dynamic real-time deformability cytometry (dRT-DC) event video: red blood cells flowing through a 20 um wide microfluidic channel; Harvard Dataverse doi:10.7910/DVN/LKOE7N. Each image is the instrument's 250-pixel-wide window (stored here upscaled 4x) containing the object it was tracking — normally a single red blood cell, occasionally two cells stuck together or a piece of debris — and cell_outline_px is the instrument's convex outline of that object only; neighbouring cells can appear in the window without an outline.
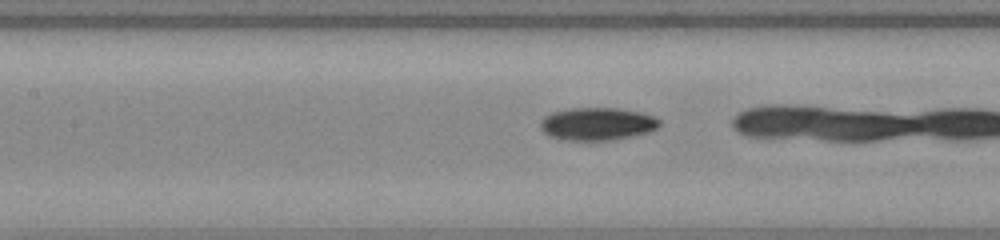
{"species": "common noctule bat (a hibernating species)", "species_latin": "Nyctalus noctula", "temperature_condition": "warm", "stored_images_in_passage": 35, "camera_frame_rate_fps": 3000, "um_per_image_px": 0.085, "animal": {"sex": "female", "body_mass_g": 23.0, "forearm_length_mm": 53.4}, "frame": {"image": 1, "passage_image": 21, "time_ms": 6.667, "image_size_px": [1000, 240], "cell_outline_px": [[660, 124], [656, 128], [648, 132], [632, 136], [612, 140], [564, 140], [548, 136], [540, 128], [540, 120], [544, 116], [552, 112], [568, 108], [616, 108], [640, 112], [652, 116], [660, 120]], "centroid_in_image_um": [50.72, 10.53], "position_along_channel_um": 156.7, "area_um2": 22.77}}
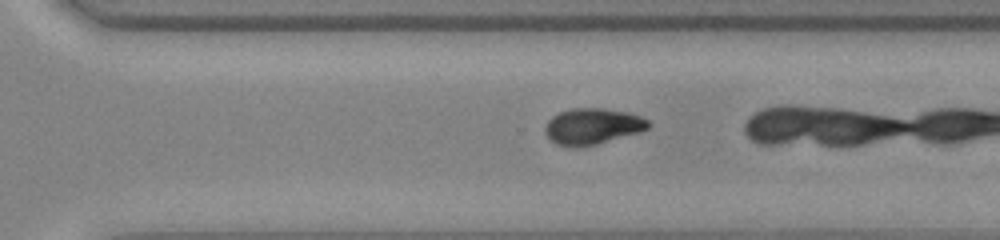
{"frame": {"image": 2, "passage_image": 34, "time_ms": 11.0, "image_size_px": [1000, 240], "cell_outline_px": [[652, 124], [648, 128], [640, 132], [596, 144], [572, 148], [556, 144], [544, 132], [544, 128], [548, 120], [552, 116], [560, 112], [572, 108], [604, 108], [628, 112], [640, 116], [648, 120]], "centroid_in_image_um": [50.36, 10.73], "position_along_channel_um": 320.2, "area_um2": 21.79}}